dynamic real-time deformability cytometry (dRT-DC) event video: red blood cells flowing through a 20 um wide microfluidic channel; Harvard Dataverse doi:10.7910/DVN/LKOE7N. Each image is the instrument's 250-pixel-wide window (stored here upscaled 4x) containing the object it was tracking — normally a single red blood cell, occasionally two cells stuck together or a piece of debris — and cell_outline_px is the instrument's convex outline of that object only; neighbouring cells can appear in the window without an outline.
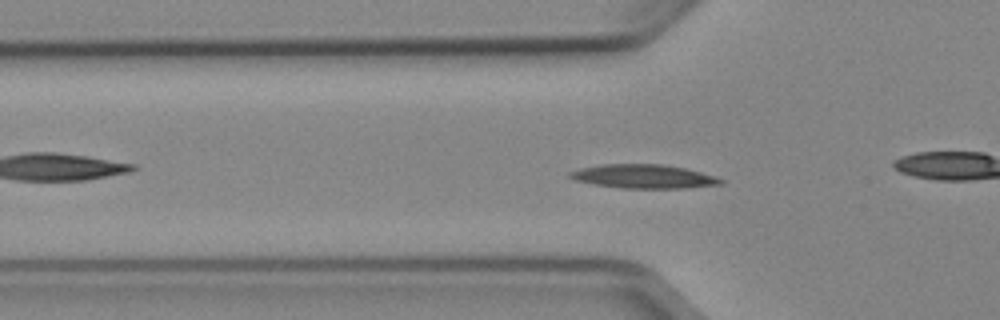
{"species": "Egyptian fruit bat (a non-hibernating species)", "species_latin": "Rousettus aegyptiacus", "temperature_condition": "cold", "stored_images_in_passage": 2, "camera_frame_rate_fps": 3000, "um_per_image_px": 0.085, "animal": {"sex": "female"}, "frame": {"image": 1, "passage_image": 2, "time_ms": 0.333, "image_size_px": [1000, 320], "cell_outline_px": [[724, 184], [684, 188], [620, 188], [592, 184], [572, 180], [568, 176], [568, 172], [580, 168], [600, 164], [664, 164], [684, 168], [716, 176], [724, 180]], "centroid_in_image_um": [54.67, 15.0], "position_along_channel_um": 71.1, "area_um2": 21.15}}